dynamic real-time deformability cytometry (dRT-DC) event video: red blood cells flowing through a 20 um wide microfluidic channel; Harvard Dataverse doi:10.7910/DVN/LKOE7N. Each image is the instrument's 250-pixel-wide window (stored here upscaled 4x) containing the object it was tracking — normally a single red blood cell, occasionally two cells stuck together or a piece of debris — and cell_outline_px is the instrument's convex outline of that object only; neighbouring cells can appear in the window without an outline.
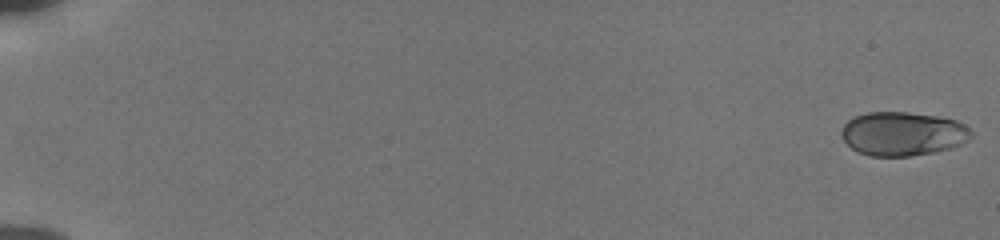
{"species": "human", "species_latin": "Homo sapiens", "temperature_condition": "cold", "stored_images_in_passage": 55, "camera_frame_rate_fps": 3000, "um_per_image_px": 0.085, "donor": {"sex": "male"}, "frame": {"image": 1, "passage_image": 1, "time_ms": 0.0, "image_size_px": [1000, 240], "cell_outline_px": [[972, 136], [968, 140], [960, 144], [948, 148], [932, 152], [908, 156], [868, 156], [856, 152], [840, 136], [840, 132], [844, 124], [848, 120], [856, 116], [868, 112], [908, 112], [936, 116], [956, 120], [964, 124], [972, 132]], "centroid_in_image_um": [76.7, 11.37], "position_along_channel_um": 8.3, "area_um2": 33.12}}
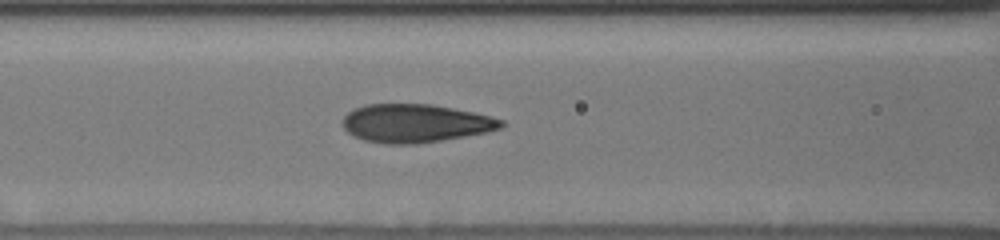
{"frame": {"image": 2, "passage_image": 26, "time_ms": 8.333, "image_size_px": [1000, 240], "cell_outline_px": [[504, 124], [500, 128], [484, 132], [464, 136], [416, 144], [388, 144], [364, 140], [348, 132], [344, 128], [344, 116], [352, 108], [364, 104], [432, 104], [492, 116], [504, 120]], "centroid_in_image_um": [35.29, 10.47], "position_along_channel_um": 131.3, "area_um2": 35.14}}
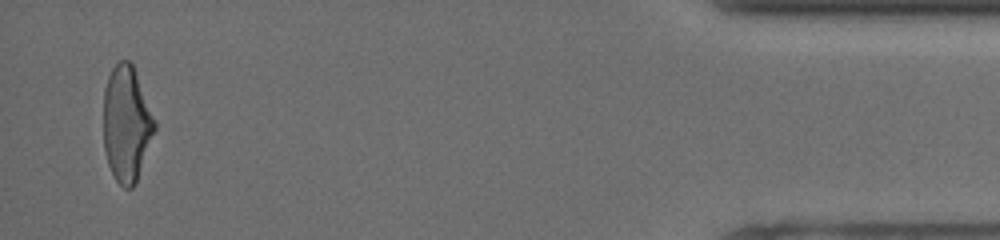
{"frame": {"image": 3, "passage_image": 54, "time_ms": 17.667, "image_size_px": [1000, 240], "cell_outline_px": [[156, 128], [136, 184], [132, 188], [124, 188], [116, 180], [108, 164], [104, 152], [104, 88], [108, 76], [112, 68], [120, 60], [128, 60], [132, 64], [156, 124]], "centroid_in_image_um": [10.74, 10.56], "position_along_channel_um": 424.5, "area_um2": 34.22}, "authors_computed_cell_mechanics": {"area_um2": 34.4488, "velocity_mm_per_s": 3.8638, "shape_relaxation_time_tau1_ms": 3.4655, "shape_relaxation_time_tau2_ms": 0.8815, "deformation_change_tau1": 0.1507, "deformation_change_tau2": 0.057}}